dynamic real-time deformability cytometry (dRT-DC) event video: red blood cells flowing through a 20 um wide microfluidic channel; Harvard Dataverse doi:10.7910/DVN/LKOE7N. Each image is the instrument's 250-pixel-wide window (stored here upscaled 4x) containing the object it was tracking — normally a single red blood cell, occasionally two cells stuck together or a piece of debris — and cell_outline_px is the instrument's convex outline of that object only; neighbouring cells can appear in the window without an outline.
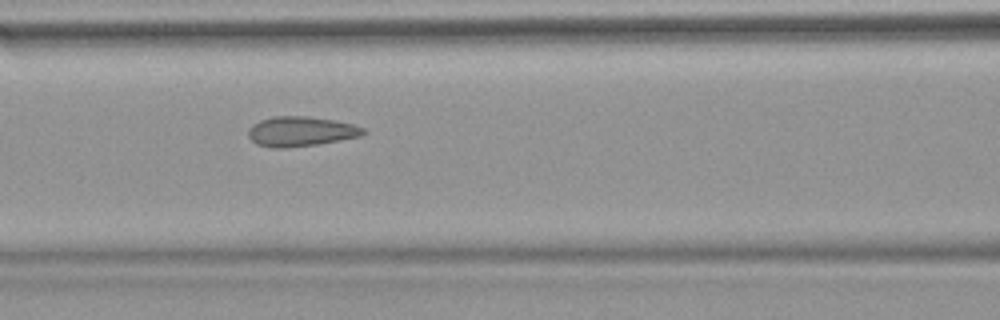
{"species": "common noctule bat (a hibernating species)", "species_latin": "Nyctalus noctula", "temperature_condition": "warm", "stored_images_in_passage": 53, "camera_frame_rate_fps": 3000, "um_per_image_px": 0.085, "animal": {"sex": "female", "body_mass_g": 18.4}, "frame": {"image": 1, "passage_image": 23, "time_ms": 7.333, "image_size_px": [1000, 320], "cell_outline_px": [[368, 132], [360, 136], [340, 140], [316, 144], [288, 148], [272, 148], [256, 144], [248, 136], [248, 128], [252, 124], [260, 120], [272, 116], [308, 116], [332, 120], [352, 124], [364, 128]], "centroid_in_image_um": [25.53, 11.17], "position_along_channel_um": 141.1, "area_um2": 20.06}, "authors_computed_cell_mechanics": {"area_um2": 20.4034, "velocity_mm_per_s": 3.8394, "shape_relaxation_time_tau1_ms": null, "shape_relaxation_time_tau2_ms": 1.0387, "deformation_change_tau1": null, "deformation_change_tau2": 0.0673}}